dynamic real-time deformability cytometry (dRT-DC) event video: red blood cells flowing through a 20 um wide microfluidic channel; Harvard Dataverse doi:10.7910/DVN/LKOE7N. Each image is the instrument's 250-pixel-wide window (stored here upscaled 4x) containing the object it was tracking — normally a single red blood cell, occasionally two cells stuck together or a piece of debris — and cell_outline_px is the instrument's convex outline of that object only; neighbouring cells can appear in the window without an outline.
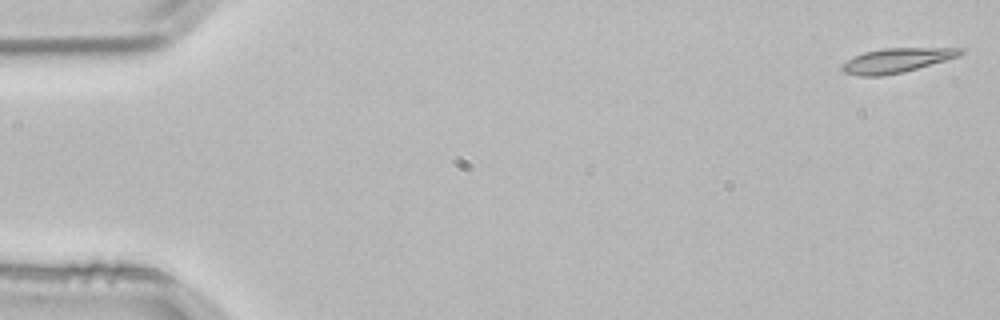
{"species": "common noctule bat (a hibernating species)", "species_latin": "Nyctalus noctula", "temperature_condition": "room temperature", "stored_images_in_passage": 4, "camera_frame_rate_fps": 3000, "um_per_image_px": 0.085, "animal": {"sex": "male", "body_mass_g": 21.5, "forearm_length_mm": 52.0}, "frame": {"image": 1, "passage_image": 1, "time_ms": 0.0, "image_size_px": [1000, 320], "cell_outline_px": [[964, 52], [960, 56], [904, 72], [880, 76], [860, 76], [844, 72], [840, 68], [840, 64], [864, 52], [884, 48], [964, 48]], "centroid_in_image_um": [76.22, 5.13], "position_along_channel_um": 8.8, "area_um2": 16.82}}
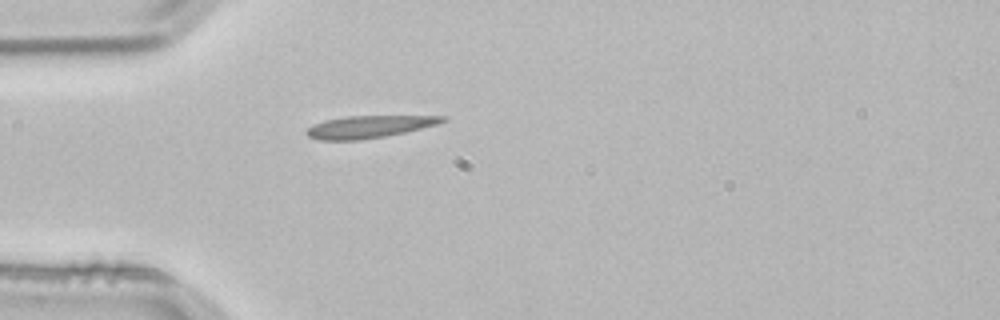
{"frame": {"image": 2, "passage_image": 4, "time_ms": 1.0, "image_size_px": [1000, 320], "cell_outline_px": [[448, 120], [440, 124], [404, 132], [384, 136], [360, 140], [320, 140], [308, 136], [304, 132], [312, 124], [324, 120], [348, 116], [448, 116]], "centroid_in_image_um": [31.38, 10.77], "position_along_channel_um": 53.6, "area_um2": 17.69}}